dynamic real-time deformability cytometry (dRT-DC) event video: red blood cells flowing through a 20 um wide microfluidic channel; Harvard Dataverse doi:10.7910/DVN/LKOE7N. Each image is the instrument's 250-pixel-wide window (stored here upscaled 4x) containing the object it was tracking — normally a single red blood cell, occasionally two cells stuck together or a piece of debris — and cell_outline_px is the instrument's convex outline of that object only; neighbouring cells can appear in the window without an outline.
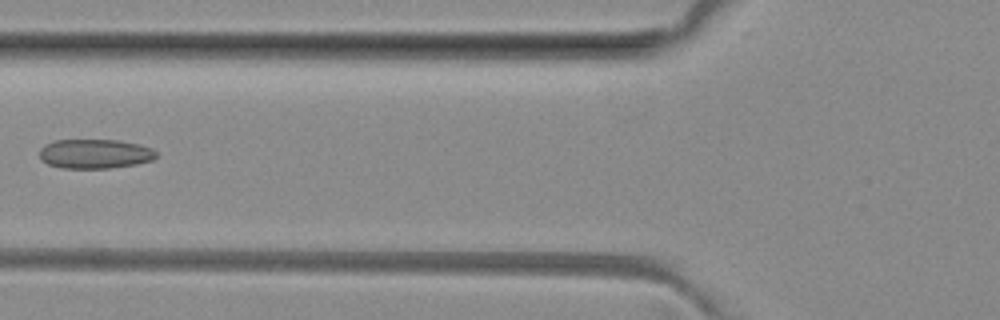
{"species": "common noctule bat (a hibernating species)", "species_latin": "Nyctalus noctula", "temperature_condition": "room temperature", "stored_images_in_passage": 7, "camera_frame_rate_fps": 3000, "um_per_image_px": 0.085, "animal": {"sex": "female", "body_mass_g": 29.2, "forearm_length_mm": 56.3}, "frame": {"image": 1, "passage_image": 7, "time_ms": 8.0, "image_size_px": [1000, 320], "cell_outline_px": [[156, 156], [152, 160], [136, 164], [108, 168], [60, 168], [48, 164], [40, 160], [40, 148], [44, 144], [56, 140], [120, 140], [140, 144], [152, 148], [156, 152]], "centroid_in_image_um": [8.05, 13.07], "position_along_channel_um": 117.8, "area_um2": 20.11}}